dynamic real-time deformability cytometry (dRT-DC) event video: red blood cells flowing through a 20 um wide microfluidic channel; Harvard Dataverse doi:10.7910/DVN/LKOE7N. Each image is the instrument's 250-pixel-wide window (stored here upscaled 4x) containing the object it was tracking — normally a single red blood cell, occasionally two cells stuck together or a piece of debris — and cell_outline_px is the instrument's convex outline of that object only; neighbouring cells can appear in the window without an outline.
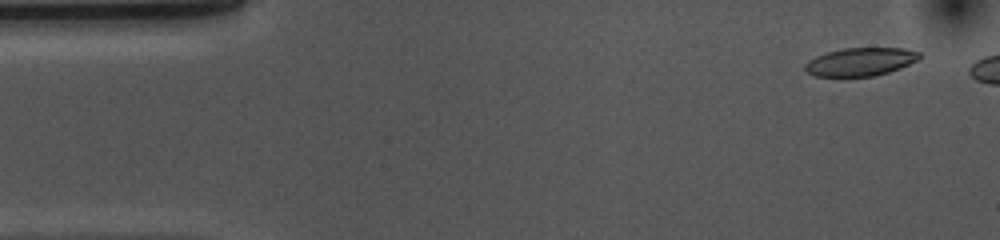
{"species": "common noctule bat (a hibernating species)", "species_latin": "Nyctalus noctula", "temperature_condition": "cold", "stored_images_in_passage": 7, "camera_frame_rate_fps": 3000, "um_per_image_px": 0.085, "animal": {"sex": "female", "body_mass_g": 10.0, "forearm_length_mm": 53.1}, "frame": {"image": 1, "passage_image": 3, "time_ms": 0.667, "image_size_px": [1000, 240], "cell_outline_px": [[924, 56], [920, 60], [900, 68], [888, 72], [872, 76], [816, 76], [804, 72], [804, 64], [808, 60], [816, 56], [828, 52], [844, 48], [904, 48], [920, 52]], "centroid_in_image_um": [73.17, 5.25], "position_along_channel_um": 11.8, "area_um2": 18.96}}